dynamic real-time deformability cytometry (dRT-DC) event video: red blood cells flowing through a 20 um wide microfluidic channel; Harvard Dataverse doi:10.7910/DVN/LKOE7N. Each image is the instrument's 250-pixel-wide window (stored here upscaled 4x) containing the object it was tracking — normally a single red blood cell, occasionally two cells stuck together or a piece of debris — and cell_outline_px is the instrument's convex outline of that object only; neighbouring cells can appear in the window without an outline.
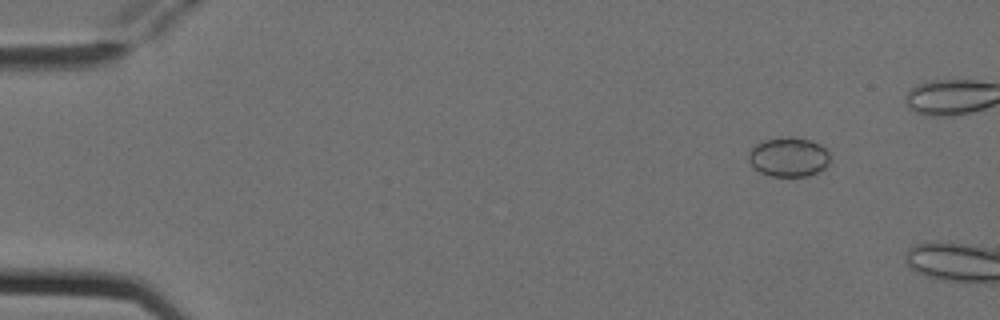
{"species": "Egyptian fruit bat (a non-hibernating species)", "species_latin": "Rousettus aegyptiacus", "temperature_condition": "cold", "stored_images_in_passage": 4, "camera_frame_rate_fps": 3000, "um_per_image_px": 0.085, "animal": {"sex": "female"}, "frame": {"image": 1, "passage_image": 2, "time_ms": 0.333, "image_size_px": [1000, 320], "cell_outline_px": [[828, 164], [824, 168], [808, 176], [772, 176], [760, 172], [752, 168], [748, 160], [748, 152], [756, 144], [764, 140], [780, 136], [792, 136], [808, 140], [820, 144], [828, 152]], "centroid_in_image_um": [66.98, 13.33], "position_along_channel_um": 18.0, "area_um2": 18.79}}